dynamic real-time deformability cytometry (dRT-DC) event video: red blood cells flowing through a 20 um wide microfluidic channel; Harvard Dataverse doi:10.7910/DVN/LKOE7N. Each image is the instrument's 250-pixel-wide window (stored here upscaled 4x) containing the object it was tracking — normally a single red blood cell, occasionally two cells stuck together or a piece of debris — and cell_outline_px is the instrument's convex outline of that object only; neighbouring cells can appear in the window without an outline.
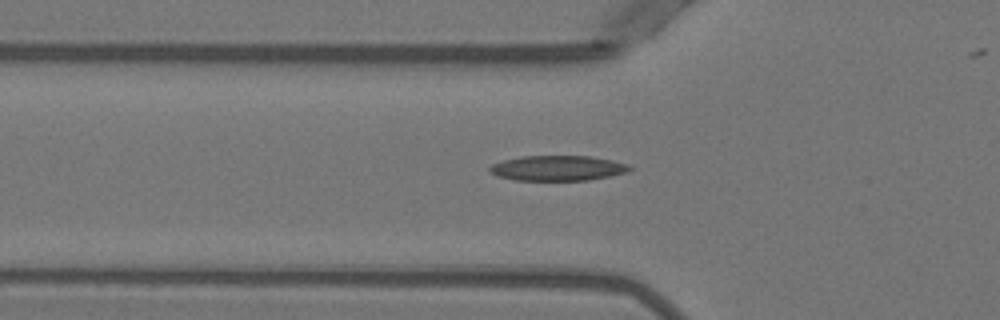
{"species": "Egyptian fruit bat (a non-hibernating species)", "species_latin": "Rousettus aegyptiacus", "temperature_condition": "warm", "stored_images_in_passage": 46, "camera_frame_rate_fps": 3000, "um_per_image_px": 0.085, "animal": {"sex": "female"}, "frame": {"image": 1, "passage_image": 18, "time_ms": 5.667, "image_size_px": [1000, 320], "cell_outline_px": [[632, 168], [628, 172], [588, 180], [516, 180], [496, 176], [488, 172], [488, 168], [492, 164], [504, 160], [520, 156], [592, 156], [612, 160], [628, 164]], "centroid_in_image_um": [47.38, 14.29], "position_along_channel_um": 78.4, "area_um2": 20.58}}
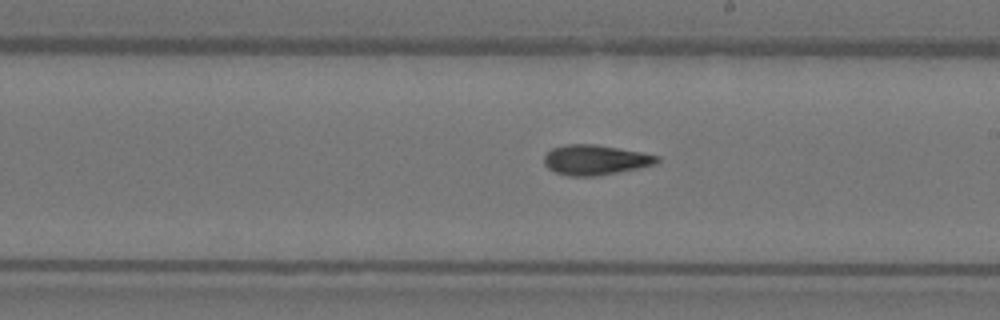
{"frame": {"image": 2, "passage_image": 30, "time_ms": 9.667, "image_size_px": [1000, 320], "cell_outline_px": [[660, 160], [656, 164], [596, 176], [568, 176], [556, 172], [548, 168], [544, 164], [544, 156], [552, 148], [568, 144], [596, 144], [640, 152], [660, 156]], "centroid_in_image_um": [50.59, 13.58], "position_along_channel_um": 238.4, "area_um2": 19.59}}
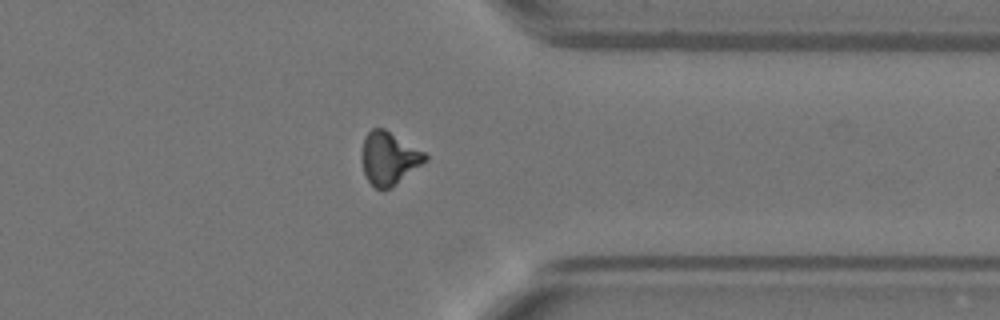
{"frame": {"image": 3, "passage_image": 41, "time_ms": 13.333, "image_size_px": [1000, 320], "cell_outline_px": [[428, 160], [388, 188], [376, 188], [368, 180], [364, 172], [360, 160], [360, 152], [364, 136], [372, 128], [384, 128], [424, 152], [428, 156]], "centroid_in_image_um": [33.01, 13.41], "position_along_channel_um": 378.4, "area_um2": 19.31}}